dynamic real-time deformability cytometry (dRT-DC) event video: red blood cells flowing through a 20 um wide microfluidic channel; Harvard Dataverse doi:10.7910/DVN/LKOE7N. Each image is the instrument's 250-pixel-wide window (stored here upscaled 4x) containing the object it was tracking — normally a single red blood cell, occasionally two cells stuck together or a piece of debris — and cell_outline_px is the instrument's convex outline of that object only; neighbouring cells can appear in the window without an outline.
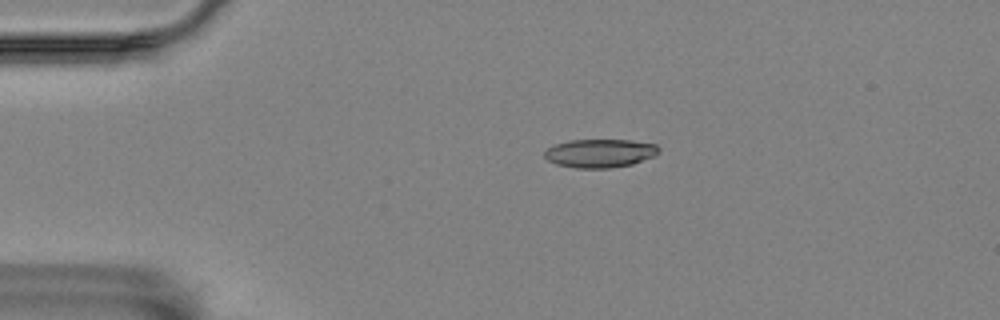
{"species": "Egyptian fruit bat (a non-hibernating species)", "species_latin": "Rousettus aegyptiacus", "temperature_condition": "room temperature", "stored_images_in_passage": 9, "camera_frame_rate_fps": 3000, "um_per_image_px": 0.085, "animal": {"sex": "female"}, "frame": {"image": 1, "passage_image": 4, "time_ms": 1.0, "image_size_px": [1000, 320], "cell_outline_px": [[660, 152], [652, 156], [632, 164], [608, 168], [576, 168], [556, 164], [548, 160], [544, 156], [544, 152], [552, 144], [568, 140], [628, 140], [656, 144], [660, 148]], "centroid_in_image_um": [50.96, 13.01], "position_along_channel_um": 34.0, "area_um2": 18.96}}
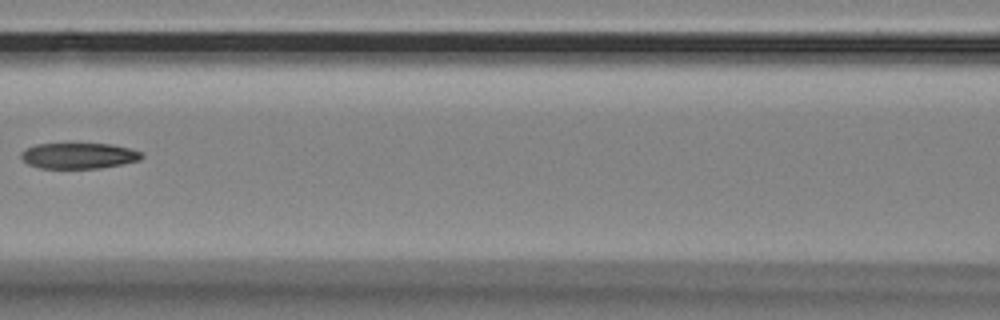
{"frame": {"image": 2, "passage_image": 8, "time_ms": 2.333, "image_size_px": [1000, 320], "cell_outline_px": [[144, 156], [140, 160], [100, 168], [40, 168], [28, 164], [20, 156], [20, 152], [24, 148], [36, 144], [112, 144], [128, 148], [140, 152]], "centroid_in_image_um": [6.65, 13.23], "position_along_channel_um": 159.9, "area_um2": 18.03}}
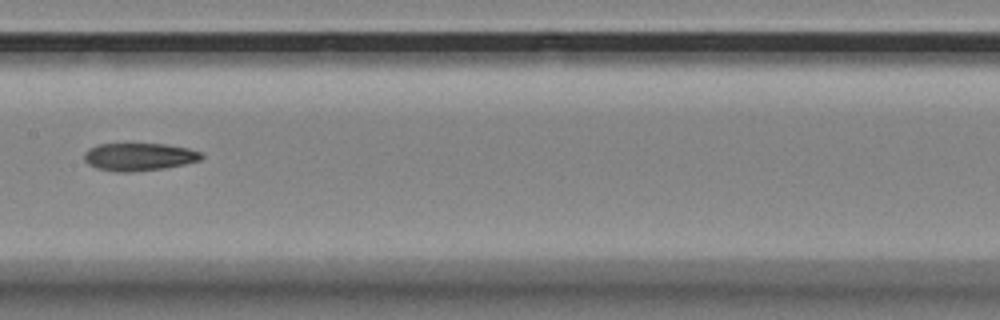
{"frame": {"image": 3, "passage_image": 9, "time_ms": 2.667, "image_size_px": [1000, 320], "cell_outline_px": [[204, 156], [200, 160], [184, 164], [164, 168], [132, 172], [116, 172], [96, 168], [88, 164], [84, 160], [84, 152], [88, 148], [96, 144], [164, 144], [188, 148], [200, 152]], "centroid_in_image_um": [11.78, 13.33], "position_along_channel_um": 195.6, "area_um2": 19.02}}